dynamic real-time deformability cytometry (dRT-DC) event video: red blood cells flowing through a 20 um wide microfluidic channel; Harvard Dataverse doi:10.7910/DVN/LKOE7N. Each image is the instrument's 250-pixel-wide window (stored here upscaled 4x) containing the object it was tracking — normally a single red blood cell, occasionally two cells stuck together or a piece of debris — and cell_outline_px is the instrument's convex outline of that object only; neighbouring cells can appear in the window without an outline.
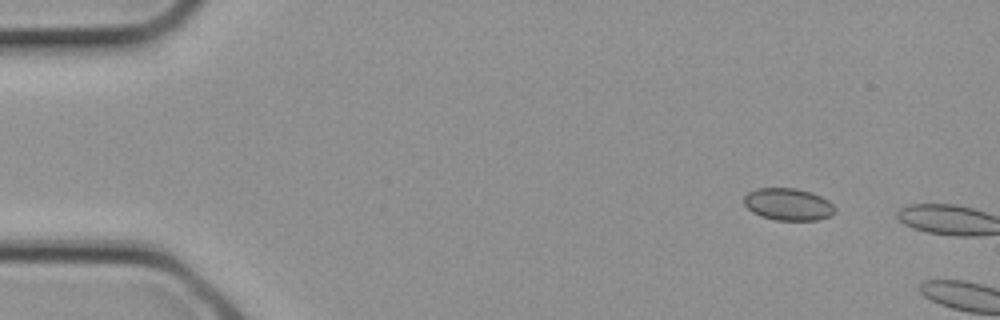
{"species": "common noctule bat (a hibernating species)", "species_latin": "Nyctalus noctula", "temperature_condition": "cold", "stored_images_in_passage": 4, "camera_frame_rate_fps": 3000, "um_per_image_px": 0.085, "animal": {"sex": "female", "body_mass_g": 21.9}, "frame": {"image": 1, "passage_image": 2, "time_ms": 0.333, "image_size_px": [1000, 320], "cell_outline_px": [[836, 208], [828, 216], [816, 220], [776, 220], [760, 216], [752, 212], [744, 204], [744, 196], [748, 192], [756, 188], [796, 188], [812, 192], [828, 200]], "centroid_in_image_um": [66.96, 17.35], "position_along_channel_um": 18.0, "area_um2": 16.99}}